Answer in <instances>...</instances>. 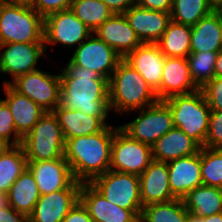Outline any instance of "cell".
<instances>
[{"mask_svg":"<svg viewBox=\"0 0 222 222\" xmlns=\"http://www.w3.org/2000/svg\"><path fill=\"white\" fill-rule=\"evenodd\" d=\"M59 106L95 117H109V80L70 60L59 71Z\"/></svg>","mask_w":222,"mask_h":222,"instance_id":"cell-1","label":"cell"},{"mask_svg":"<svg viewBox=\"0 0 222 222\" xmlns=\"http://www.w3.org/2000/svg\"><path fill=\"white\" fill-rule=\"evenodd\" d=\"M115 127L107 125L101 132L65 141L64 158L76 181L90 183L110 170Z\"/></svg>","mask_w":222,"mask_h":222,"instance_id":"cell-2","label":"cell"},{"mask_svg":"<svg viewBox=\"0 0 222 222\" xmlns=\"http://www.w3.org/2000/svg\"><path fill=\"white\" fill-rule=\"evenodd\" d=\"M158 101L156 93L145 79L122 59L109 80L111 112H115L119 116L124 113L131 114Z\"/></svg>","mask_w":222,"mask_h":222,"instance_id":"cell-3","label":"cell"},{"mask_svg":"<svg viewBox=\"0 0 222 222\" xmlns=\"http://www.w3.org/2000/svg\"><path fill=\"white\" fill-rule=\"evenodd\" d=\"M44 43V18L30 5L0 0V44Z\"/></svg>","mask_w":222,"mask_h":222,"instance_id":"cell-4","label":"cell"},{"mask_svg":"<svg viewBox=\"0 0 222 222\" xmlns=\"http://www.w3.org/2000/svg\"><path fill=\"white\" fill-rule=\"evenodd\" d=\"M164 102L170 107L173 125L204 147L211 109L202 91L172 96Z\"/></svg>","mask_w":222,"mask_h":222,"instance_id":"cell-5","label":"cell"},{"mask_svg":"<svg viewBox=\"0 0 222 222\" xmlns=\"http://www.w3.org/2000/svg\"><path fill=\"white\" fill-rule=\"evenodd\" d=\"M27 162L48 161L64 157L65 139L53 111H47L25 135L20 144Z\"/></svg>","mask_w":222,"mask_h":222,"instance_id":"cell-6","label":"cell"},{"mask_svg":"<svg viewBox=\"0 0 222 222\" xmlns=\"http://www.w3.org/2000/svg\"><path fill=\"white\" fill-rule=\"evenodd\" d=\"M108 201L141 217L140 178L135 174L108 170L90 182Z\"/></svg>","mask_w":222,"mask_h":222,"instance_id":"cell-7","label":"cell"},{"mask_svg":"<svg viewBox=\"0 0 222 222\" xmlns=\"http://www.w3.org/2000/svg\"><path fill=\"white\" fill-rule=\"evenodd\" d=\"M136 112L139 113L135 119L119 127L131 138L151 147L174 127L171 109L164 101H158Z\"/></svg>","mask_w":222,"mask_h":222,"instance_id":"cell-8","label":"cell"},{"mask_svg":"<svg viewBox=\"0 0 222 222\" xmlns=\"http://www.w3.org/2000/svg\"><path fill=\"white\" fill-rule=\"evenodd\" d=\"M153 161L150 145L141 143L115 126L110 170L140 176Z\"/></svg>","mask_w":222,"mask_h":222,"instance_id":"cell-9","label":"cell"},{"mask_svg":"<svg viewBox=\"0 0 222 222\" xmlns=\"http://www.w3.org/2000/svg\"><path fill=\"white\" fill-rule=\"evenodd\" d=\"M20 94L27 96L46 112L59 105L60 75L38 70L18 76L14 81L4 80Z\"/></svg>","mask_w":222,"mask_h":222,"instance_id":"cell-10","label":"cell"},{"mask_svg":"<svg viewBox=\"0 0 222 222\" xmlns=\"http://www.w3.org/2000/svg\"><path fill=\"white\" fill-rule=\"evenodd\" d=\"M93 31L71 9L52 13L44 18L45 50L57 44L76 49Z\"/></svg>","mask_w":222,"mask_h":222,"instance_id":"cell-11","label":"cell"},{"mask_svg":"<svg viewBox=\"0 0 222 222\" xmlns=\"http://www.w3.org/2000/svg\"><path fill=\"white\" fill-rule=\"evenodd\" d=\"M122 59L112 47L108 46L94 32L75 50L73 49L69 58L74 65L91 69L108 80Z\"/></svg>","mask_w":222,"mask_h":222,"instance_id":"cell-12","label":"cell"},{"mask_svg":"<svg viewBox=\"0 0 222 222\" xmlns=\"http://www.w3.org/2000/svg\"><path fill=\"white\" fill-rule=\"evenodd\" d=\"M44 43L0 44V75L18 76L38 70V61L45 57Z\"/></svg>","mask_w":222,"mask_h":222,"instance_id":"cell-13","label":"cell"},{"mask_svg":"<svg viewBox=\"0 0 222 222\" xmlns=\"http://www.w3.org/2000/svg\"><path fill=\"white\" fill-rule=\"evenodd\" d=\"M81 182L74 180L66 189L41 195L28 222H63L70 209L79 200Z\"/></svg>","mask_w":222,"mask_h":222,"instance_id":"cell-14","label":"cell"},{"mask_svg":"<svg viewBox=\"0 0 222 222\" xmlns=\"http://www.w3.org/2000/svg\"><path fill=\"white\" fill-rule=\"evenodd\" d=\"M199 89L191 76L186 58L165 57L161 85L155 92L159 101L175 95L191 94Z\"/></svg>","mask_w":222,"mask_h":222,"instance_id":"cell-15","label":"cell"},{"mask_svg":"<svg viewBox=\"0 0 222 222\" xmlns=\"http://www.w3.org/2000/svg\"><path fill=\"white\" fill-rule=\"evenodd\" d=\"M79 200L93 221L140 222V218L133 211L112 204L91 183L81 184Z\"/></svg>","mask_w":222,"mask_h":222,"instance_id":"cell-16","label":"cell"},{"mask_svg":"<svg viewBox=\"0 0 222 222\" xmlns=\"http://www.w3.org/2000/svg\"><path fill=\"white\" fill-rule=\"evenodd\" d=\"M27 168L34 176L40 195L66 189L75 180L64 157L28 162Z\"/></svg>","mask_w":222,"mask_h":222,"instance_id":"cell-17","label":"cell"},{"mask_svg":"<svg viewBox=\"0 0 222 222\" xmlns=\"http://www.w3.org/2000/svg\"><path fill=\"white\" fill-rule=\"evenodd\" d=\"M94 33L123 59L142 44L124 13H114Z\"/></svg>","mask_w":222,"mask_h":222,"instance_id":"cell-18","label":"cell"},{"mask_svg":"<svg viewBox=\"0 0 222 222\" xmlns=\"http://www.w3.org/2000/svg\"><path fill=\"white\" fill-rule=\"evenodd\" d=\"M172 195L182 199L188 192L203 185L200 151L194 155L167 162Z\"/></svg>","mask_w":222,"mask_h":222,"instance_id":"cell-19","label":"cell"},{"mask_svg":"<svg viewBox=\"0 0 222 222\" xmlns=\"http://www.w3.org/2000/svg\"><path fill=\"white\" fill-rule=\"evenodd\" d=\"M124 60L145 79L154 92L160 88L165 56L156 43H142Z\"/></svg>","mask_w":222,"mask_h":222,"instance_id":"cell-20","label":"cell"},{"mask_svg":"<svg viewBox=\"0 0 222 222\" xmlns=\"http://www.w3.org/2000/svg\"><path fill=\"white\" fill-rule=\"evenodd\" d=\"M124 15L142 43H156L171 21L168 12L149 10L137 5L131 6Z\"/></svg>","mask_w":222,"mask_h":222,"instance_id":"cell-21","label":"cell"},{"mask_svg":"<svg viewBox=\"0 0 222 222\" xmlns=\"http://www.w3.org/2000/svg\"><path fill=\"white\" fill-rule=\"evenodd\" d=\"M139 178L140 196L143 207L175 199L169 186L167 162L153 160Z\"/></svg>","mask_w":222,"mask_h":222,"instance_id":"cell-22","label":"cell"},{"mask_svg":"<svg viewBox=\"0 0 222 222\" xmlns=\"http://www.w3.org/2000/svg\"><path fill=\"white\" fill-rule=\"evenodd\" d=\"M2 84L6 97L2 100L12 113L17 133L23 138L46 111L27 96L20 94L10 84L4 82Z\"/></svg>","mask_w":222,"mask_h":222,"instance_id":"cell-23","label":"cell"},{"mask_svg":"<svg viewBox=\"0 0 222 222\" xmlns=\"http://www.w3.org/2000/svg\"><path fill=\"white\" fill-rule=\"evenodd\" d=\"M56 115L65 141L67 139L88 136L101 132L108 124V117H95L84 114L80 110H72L57 106Z\"/></svg>","mask_w":222,"mask_h":222,"instance_id":"cell-24","label":"cell"},{"mask_svg":"<svg viewBox=\"0 0 222 222\" xmlns=\"http://www.w3.org/2000/svg\"><path fill=\"white\" fill-rule=\"evenodd\" d=\"M153 160L169 162L198 153L201 146L181 129L173 127L152 145Z\"/></svg>","mask_w":222,"mask_h":222,"instance_id":"cell-25","label":"cell"},{"mask_svg":"<svg viewBox=\"0 0 222 222\" xmlns=\"http://www.w3.org/2000/svg\"><path fill=\"white\" fill-rule=\"evenodd\" d=\"M221 34L220 14L213 10L191 27V52H219Z\"/></svg>","mask_w":222,"mask_h":222,"instance_id":"cell-26","label":"cell"},{"mask_svg":"<svg viewBox=\"0 0 222 222\" xmlns=\"http://www.w3.org/2000/svg\"><path fill=\"white\" fill-rule=\"evenodd\" d=\"M33 174L27 168L11 185L7 194L8 204L28 217L40 198Z\"/></svg>","mask_w":222,"mask_h":222,"instance_id":"cell-27","label":"cell"},{"mask_svg":"<svg viewBox=\"0 0 222 222\" xmlns=\"http://www.w3.org/2000/svg\"><path fill=\"white\" fill-rule=\"evenodd\" d=\"M182 201L188 212L208 217L222 212V189L200 185L188 192Z\"/></svg>","mask_w":222,"mask_h":222,"instance_id":"cell-28","label":"cell"},{"mask_svg":"<svg viewBox=\"0 0 222 222\" xmlns=\"http://www.w3.org/2000/svg\"><path fill=\"white\" fill-rule=\"evenodd\" d=\"M190 37L191 26L171 20L156 44L165 57L187 58L191 53Z\"/></svg>","mask_w":222,"mask_h":222,"instance_id":"cell-29","label":"cell"},{"mask_svg":"<svg viewBox=\"0 0 222 222\" xmlns=\"http://www.w3.org/2000/svg\"><path fill=\"white\" fill-rule=\"evenodd\" d=\"M27 159L21 145L12 146L0 155V192L8 194L11 185L27 169Z\"/></svg>","mask_w":222,"mask_h":222,"instance_id":"cell-30","label":"cell"},{"mask_svg":"<svg viewBox=\"0 0 222 222\" xmlns=\"http://www.w3.org/2000/svg\"><path fill=\"white\" fill-rule=\"evenodd\" d=\"M188 211L182 199L153 203L143 207L140 222H186Z\"/></svg>","mask_w":222,"mask_h":222,"instance_id":"cell-31","label":"cell"},{"mask_svg":"<svg viewBox=\"0 0 222 222\" xmlns=\"http://www.w3.org/2000/svg\"><path fill=\"white\" fill-rule=\"evenodd\" d=\"M70 9L93 32L114 14L102 0H72Z\"/></svg>","mask_w":222,"mask_h":222,"instance_id":"cell-32","label":"cell"},{"mask_svg":"<svg viewBox=\"0 0 222 222\" xmlns=\"http://www.w3.org/2000/svg\"><path fill=\"white\" fill-rule=\"evenodd\" d=\"M213 10L208 0H172L170 16L172 21L192 27Z\"/></svg>","mask_w":222,"mask_h":222,"instance_id":"cell-33","label":"cell"},{"mask_svg":"<svg viewBox=\"0 0 222 222\" xmlns=\"http://www.w3.org/2000/svg\"><path fill=\"white\" fill-rule=\"evenodd\" d=\"M218 52H191L187 56L188 66L195 84L201 88L215 77V62Z\"/></svg>","mask_w":222,"mask_h":222,"instance_id":"cell-34","label":"cell"},{"mask_svg":"<svg viewBox=\"0 0 222 222\" xmlns=\"http://www.w3.org/2000/svg\"><path fill=\"white\" fill-rule=\"evenodd\" d=\"M200 156L203 185L222 189V149L201 147Z\"/></svg>","mask_w":222,"mask_h":222,"instance_id":"cell-35","label":"cell"},{"mask_svg":"<svg viewBox=\"0 0 222 222\" xmlns=\"http://www.w3.org/2000/svg\"><path fill=\"white\" fill-rule=\"evenodd\" d=\"M0 137L12 146L20 145L22 137L17 133L14 118L7 104L0 99Z\"/></svg>","mask_w":222,"mask_h":222,"instance_id":"cell-36","label":"cell"},{"mask_svg":"<svg viewBox=\"0 0 222 222\" xmlns=\"http://www.w3.org/2000/svg\"><path fill=\"white\" fill-rule=\"evenodd\" d=\"M202 91L211 111H222V78L214 77L208 81Z\"/></svg>","mask_w":222,"mask_h":222,"instance_id":"cell-37","label":"cell"},{"mask_svg":"<svg viewBox=\"0 0 222 222\" xmlns=\"http://www.w3.org/2000/svg\"><path fill=\"white\" fill-rule=\"evenodd\" d=\"M204 147L222 149V111H211Z\"/></svg>","mask_w":222,"mask_h":222,"instance_id":"cell-38","label":"cell"},{"mask_svg":"<svg viewBox=\"0 0 222 222\" xmlns=\"http://www.w3.org/2000/svg\"><path fill=\"white\" fill-rule=\"evenodd\" d=\"M71 2L72 0H34L30 6L45 18L52 13L70 9Z\"/></svg>","mask_w":222,"mask_h":222,"instance_id":"cell-39","label":"cell"},{"mask_svg":"<svg viewBox=\"0 0 222 222\" xmlns=\"http://www.w3.org/2000/svg\"><path fill=\"white\" fill-rule=\"evenodd\" d=\"M63 222H94L91 216L89 215L88 210L78 200L75 205L70 209L69 213L64 218Z\"/></svg>","mask_w":222,"mask_h":222,"instance_id":"cell-40","label":"cell"},{"mask_svg":"<svg viewBox=\"0 0 222 222\" xmlns=\"http://www.w3.org/2000/svg\"><path fill=\"white\" fill-rule=\"evenodd\" d=\"M136 5L149 10L170 13L172 0H136Z\"/></svg>","mask_w":222,"mask_h":222,"instance_id":"cell-41","label":"cell"},{"mask_svg":"<svg viewBox=\"0 0 222 222\" xmlns=\"http://www.w3.org/2000/svg\"><path fill=\"white\" fill-rule=\"evenodd\" d=\"M0 222H28L27 217L9 204L0 208Z\"/></svg>","mask_w":222,"mask_h":222,"instance_id":"cell-42","label":"cell"},{"mask_svg":"<svg viewBox=\"0 0 222 222\" xmlns=\"http://www.w3.org/2000/svg\"><path fill=\"white\" fill-rule=\"evenodd\" d=\"M113 13H125L131 6L136 5V0H102Z\"/></svg>","mask_w":222,"mask_h":222,"instance_id":"cell-43","label":"cell"},{"mask_svg":"<svg viewBox=\"0 0 222 222\" xmlns=\"http://www.w3.org/2000/svg\"><path fill=\"white\" fill-rule=\"evenodd\" d=\"M214 69H215V77L222 78V49L217 54Z\"/></svg>","mask_w":222,"mask_h":222,"instance_id":"cell-44","label":"cell"},{"mask_svg":"<svg viewBox=\"0 0 222 222\" xmlns=\"http://www.w3.org/2000/svg\"><path fill=\"white\" fill-rule=\"evenodd\" d=\"M11 147L12 145L7 140L0 137V155L5 153Z\"/></svg>","mask_w":222,"mask_h":222,"instance_id":"cell-45","label":"cell"},{"mask_svg":"<svg viewBox=\"0 0 222 222\" xmlns=\"http://www.w3.org/2000/svg\"><path fill=\"white\" fill-rule=\"evenodd\" d=\"M204 222H222V212L208 217H204Z\"/></svg>","mask_w":222,"mask_h":222,"instance_id":"cell-46","label":"cell"},{"mask_svg":"<svg viewBox=\"0 0 222 222\" xmlns=\"http://www.w3.org/2000/svg\"><path fill=\"white\" fill-rule=\"evenodd\" d=\"M186 222H204V217L197 216L193 213L188 212Z\"/></svg>","mask_w":222,"mask_h":222,"instance_id":"cell-47","label":"cell"},{"mask_svg":"<svg viewBox=\"0 0 222 222\" xmlns=\"http://www.w3.org/2000/svg\"><path fill=\"white\" fill-rule=\"evenodd\" d=\"M8 205L7 194L0 192V208Z\"/></svg>","mask_w":222,"mask_h":222,"instance_id":"cell-48","label":"cell"},{"mask_svg":"<svg viewBox=\"0 0 222 222\" xmlns=\"http://www.w3.org/2000/svg\"><path fill=\"white\" fill-rule=\"evenodd\" d=\"M208 2L214 10L222 5V0H208Z\"/></svg>","mask_w":222,"mask_h":222,"instance_id":"cell-49","label":"cell"},{"mask_svg":"<svg viewBox=\"0 0 222 222\" xmlns=\"http://www.w3.org/2000/svg\"><path fill=\"white\" fill-rule=\"evenodd\" d=\"M13 3H20V4H26V5H31L34 0H7Z\"/></svg>","mask_w":222,"mask_h":222,"instance_id":"cell-50","label":"cell"},{"mask_svg":"<svg viewBox=\"0 0 222 222\" xmlns=\"http://www.w3.org/2000/svg\"><path fill=\"white\" fill-rule=\"evenodd\" d=\"M216 11L220 14V17L222 19V5L216 9Z\"/></svg>","mask_w":222,"mask_h":222,"instance_id":"cell-51","label":"cell"},{"mask_svg":"<svg viewBox=\"0 0 222 222\" xmlns=\"http://www.w3.org/2000/svg\"><path fill=\"white\" fill-rule=\"evenodd\" d=\"M220 43H221V49H222V19H221V34H220Z\"/></svg>","mask_w":222,"mask_h":222,"instance_id":"cell-52","label":"cell"}]
</instances>
